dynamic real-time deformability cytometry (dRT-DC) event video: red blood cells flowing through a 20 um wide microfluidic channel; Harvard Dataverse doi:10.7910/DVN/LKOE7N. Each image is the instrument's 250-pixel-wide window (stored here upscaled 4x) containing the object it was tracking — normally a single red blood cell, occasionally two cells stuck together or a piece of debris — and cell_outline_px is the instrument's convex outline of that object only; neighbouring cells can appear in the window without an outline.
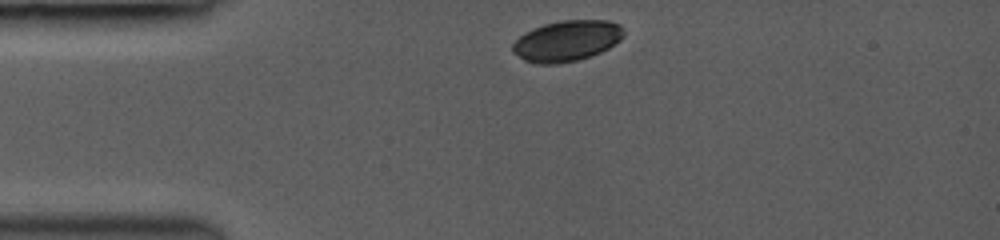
{"species": "common noctule bat (a hibernating species)", "species_latin": "Nyctalus noctula", "temperature_condition": "room temperature", "stored_images_in_passage": 22, "camera_frame_rate_fps": 3000, "um_per_image_px": 0.085, "animal": {"sex": "female", "body_mass_g": 19.0, "forearm_length_mm": 53.3}, "frame": {"image": 1, "passage_image": 1, "time_ms": 0.0, "image_size_px": [1000, 240], "cell_outline_px": [[624, 36], [620, 40], [608, 48], [600, 52], [576, 60], [556, 64], [536, 64], [524, 60], [512, 52], [512, 44], [520, 36], [544, 24], [560, 20], [608, 20], [620, 24], [624, 28]], "centroid_in_image_um": [48.2, 3.47], "position_along_channel_um": 36.8, "area_um2": 26.3}}
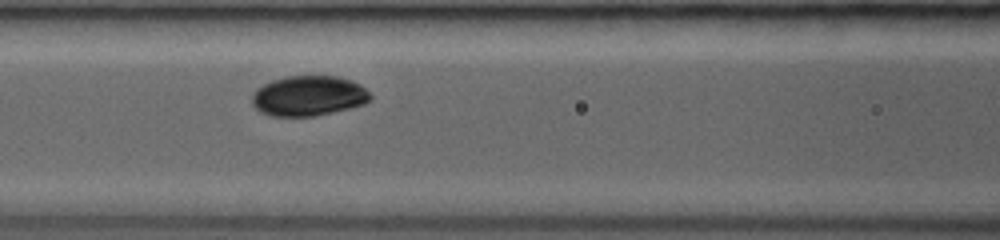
{"frame": {"image": 2, "passage_image": 16, "time_ms": 3.333, "image_size_px": [1000, 240], "cell_outline_px": [[372, 100], [364, 104], [316, 116], [272, 116], [260, 112], [252, 104], [252, 92], [256, 88], [272, 80], [288, 76], [336, 76], [352, 80], [360, 84], [372, 96]], "centroid_in_image_um": [26.22, 8.15], "position_along_channel_um": 140.4, "area_um2": 27.8}}
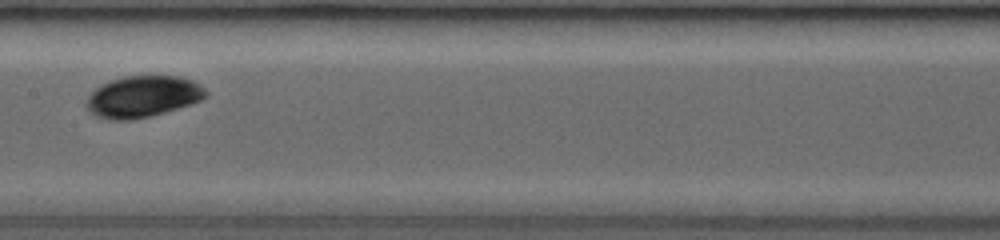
{"frame": {"image": 3, "passage_image": 21, "time_ms": 4.667, "image_size_px": [1000, 240], "cell_outline_px": [[208, 96], [200, 100], [164, 112], [148, 116], [128, 120], [108, 120], [96, 116], [88, 112], [84, 104], [88, 96], [100, 84], [108, 80], [124, 76], [180, 76], [192, 80], [200, 84], [208, 92]], "centroid_in_image_um": [12.09, 8.2], "position_along_channel_um": 195.3, "area_um2": 28.96}}